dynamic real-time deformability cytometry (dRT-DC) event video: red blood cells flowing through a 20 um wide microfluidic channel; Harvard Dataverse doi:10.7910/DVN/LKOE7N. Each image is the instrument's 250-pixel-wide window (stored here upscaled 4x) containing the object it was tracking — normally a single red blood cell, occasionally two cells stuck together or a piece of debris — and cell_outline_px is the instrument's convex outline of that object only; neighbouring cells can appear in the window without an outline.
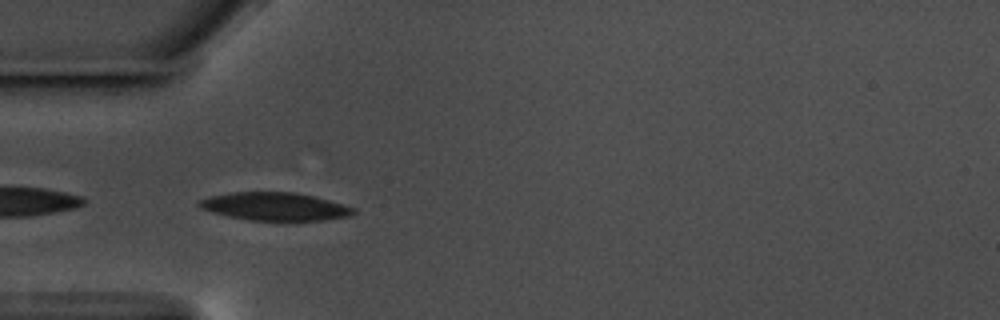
{"species": "common noctule bat (a hibernating species)", "species_latin": "Nyctalus noctula", "temperature_condition": "warm", "stored_images_in_passage": 40, "camera_frame_rate_fps": 3000, "um_per_image_px": 0.085, "animal": {"sex": "male", "body_mass_g": 17.5, "forearm_length_mm": 52.3}, "frame": {"image": 1, "passage_image": 1, "time_ms": 0.0, "image_size_px": [1000, 320], "cell_outline_px": [[356, 212], [348, 216], [324, 220], [248, 220], [228, 216], [212, 212], [200, 208], [200, 200], [212, 196], [232, 192], [296, 192], [316, 196], [356, 208]], "centroid_in_image_um": [23.41, 17.54], "position_along_channel_um": 61.6, "area_um2": 25.03}}
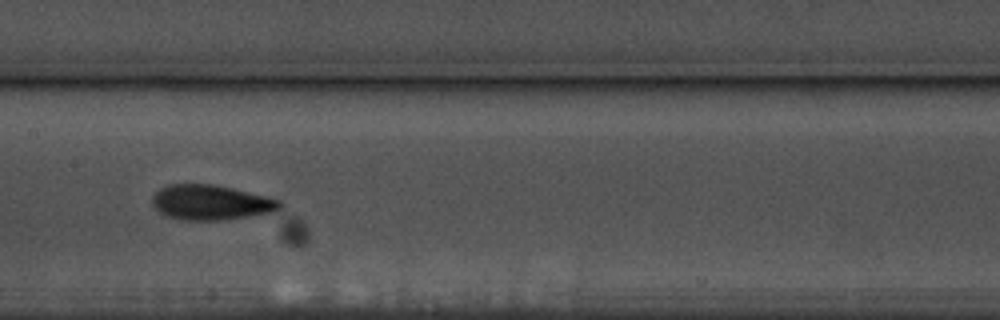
{"frame": {"image": 2, "passage_image": 12, "time_ms": 3.667, "image_size_px": [1000, 320], "cell_outline_px": [[284, 204], [280, 208], [268, 212], [248, 216], [220, 220], [180, 220], [168, 216], [160, 212], [152, 204], [152, 196], [160, 188], [168, 184], [212, 184], [232, 188], [280, 200]], "centroid_in_image_um": [17.88, 17.2], "position_along_channel_um": 189.5, "area_um2": 25.72}}
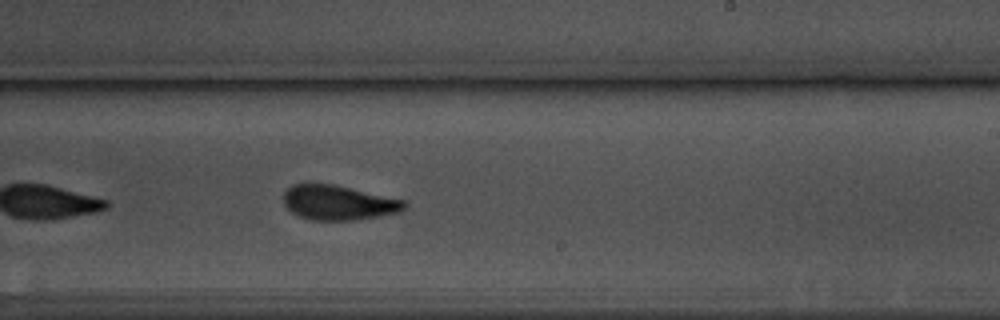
{"frame": {"image": 3, "passage_image": 18, "time_ms": 5.667, "image_size_px": [1000, 320], "cell_outline_px": [[408, 204], [400, 212], [352, 220], [312, 220], [300, 216], [292, 212], [284, 204], [284, 192], [292, 184], [332, 184], [404, 200]], "centroid_in_image_um": [28.75, 17.22], "position_along_channel_um": 260.3, "area_um2": 24.04}, "authors_computed_cell_mechanics": {"area_um2": 24.8251, "velocity_mm_per_s": 3.5455, "shape_relaxation_time_tau1_ms": 2.8787, "shape_relaxation_time_tau2_ms": 1.3044, "deformation_change_tau1": 0.1402, "deformation_change_tau2": 0.0757}}